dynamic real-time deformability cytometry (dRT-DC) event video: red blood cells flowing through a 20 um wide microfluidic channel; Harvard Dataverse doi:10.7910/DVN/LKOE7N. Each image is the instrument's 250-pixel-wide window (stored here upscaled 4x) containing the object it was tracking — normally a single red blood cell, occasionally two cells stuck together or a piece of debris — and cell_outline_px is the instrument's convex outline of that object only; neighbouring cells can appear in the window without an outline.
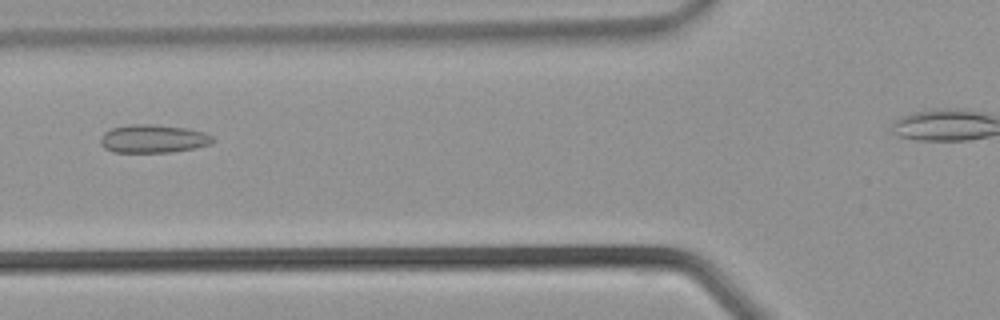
{"species": "common noctule bat (a hibernating species)", "species_latin": "Nyctalus noctula", "temperature_condition": "warm", "stored_images_in_passage": 26, "camera_frame_rate_fps": 3000, "um_per_image_px": 0.085, "animal": {"sex": "male", "body_mass_g": 21.5, "forearm_length_mm": 52.0}, "frame": {"image": 1, "passage_image": 8, "time_ms": 2.333, "image_size_px": [1000, 320], "cell_outline_px": [[216, 140], [208, 144], [196, 148], [168, 152], [112, 152], [104, 148], [100, 144], [100, 136], [104, 132], [112, 128], [128, 124], [152, 124], [184, 128], [204, 132], [212, 136]], "centroid_in_image_um": [12.98, 11.79], "position_along_channel_um": 112.8, "area_um2": 18.5}}
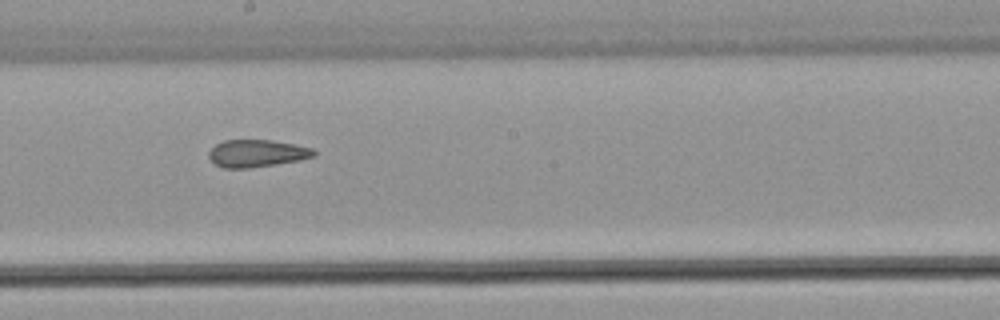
{"frame": {"image": 2, "passage_image": 14, "time_ms": 4.333, "image_size_px": [1000, 320], "cell_outline_px": [[316, 156], [300, 160], [276, 164], [248, 168], [224, 168], [216, 164], [208, 156], [208, 152], [216, 144], [224, 140], [272, 140], [312, 148], [316, 152]], "centroid_in_image_um": [21.84, 13.03], "position_along_channel_um": 226.4, "area_um2": 16.65}}
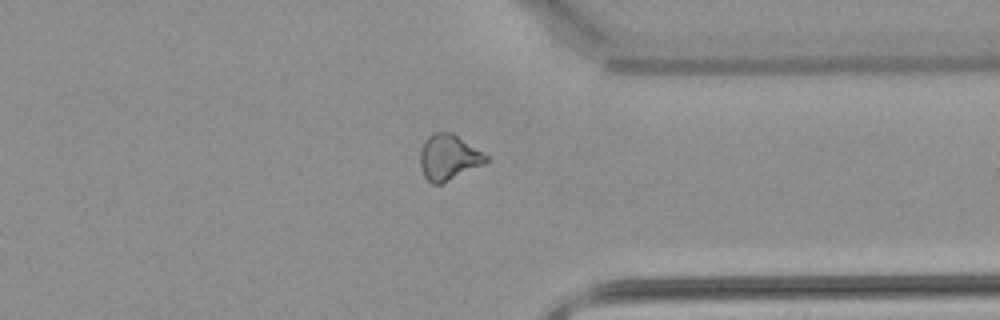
{"frame": {"image": 3, "passage_image": 22, "time_ms": 7.0, "image_size_px": [1000, 320], "cell_outline_px": [[488, 160], [484, 164], [440, 184], [432, 184], [424, 176], [420, 164], [420, 152], [428, 136], [432, 132], [452, 132], [488, 156]], "centroid_in_image_um": [38.12, 13.37], "position_along_channel_um": 373.3, "area_um2": 17.22}}